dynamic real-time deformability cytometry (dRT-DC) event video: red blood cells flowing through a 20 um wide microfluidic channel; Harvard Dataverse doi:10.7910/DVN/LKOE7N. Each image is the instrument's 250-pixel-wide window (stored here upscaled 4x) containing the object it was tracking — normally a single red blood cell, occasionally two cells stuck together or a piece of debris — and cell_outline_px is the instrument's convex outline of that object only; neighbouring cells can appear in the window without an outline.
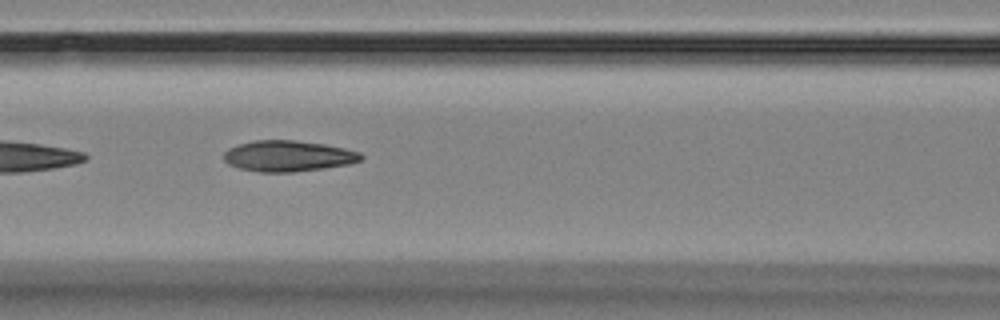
{"species": "Egyptian fruit bat (a non-hibernating species)", "species_latin": "Rousettus aegyptiacus", "temperature_condition": "room temperature", "stored_images_in_passage": 8, "camera_frame_rate_fps": 3000, "um_per_image_px": 0.085, "animal": {"sex": "female"}, "frame": {"image": 1, "passage_image": 7, "time_ms": 7.667, "image_size_px": [1000, 320], "cell_outline_px": [[364, 156], [360, 160], [348, 164], [324, 168], [292, 172], [260, 172], [240, 168], [228, 164], [224, 160], [224, 152], [228, 148], [240, 144], [256, 140], [296, 140], [324, 144], [344, 148], [360, 152]], "centroid_in_image_um": [24.49, 13.26], "position_along_channel_um": 142.1, "area_um2": 24.62}}